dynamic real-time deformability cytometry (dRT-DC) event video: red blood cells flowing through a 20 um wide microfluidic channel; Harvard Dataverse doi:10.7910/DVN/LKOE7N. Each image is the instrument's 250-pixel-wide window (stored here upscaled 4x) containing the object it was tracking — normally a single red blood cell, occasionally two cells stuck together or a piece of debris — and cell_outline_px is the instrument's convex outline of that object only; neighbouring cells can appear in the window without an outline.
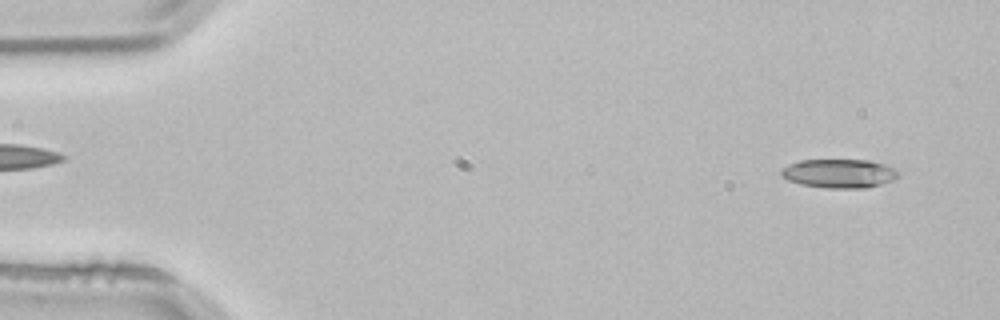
{"species": "common noctule bat (a hibernating species)", "species_latin": "Nyctalus noctula", "temperature_condition": "room temperature", "stored_images_in_passage": 5, "segment_of_instrument_passage": [2, 2], "camera_frame_rate_fps": 3000, "um_per_image_px": 0.085, "animal": {"sex": "male", "body_mass_g": 21.5, "forearm_length_mm": 52.0}, "frame": {"image": 1, "passage_image": 5, "time_ms": 1.333, "image_size_px": [1000, 320], "cell_outline_px": [[900, 172], [892, 180], [880, 184], [864, 188], [828, 188], [800, 184], [788, 180], [780, 176], [780, 168], [788, 164], [800, 160], [868, 160], [888, 164]], "centroid_in_image_um": [71.3, 14.73], "position_along_channel_um": 13.7, "area_um2": 19.83}}